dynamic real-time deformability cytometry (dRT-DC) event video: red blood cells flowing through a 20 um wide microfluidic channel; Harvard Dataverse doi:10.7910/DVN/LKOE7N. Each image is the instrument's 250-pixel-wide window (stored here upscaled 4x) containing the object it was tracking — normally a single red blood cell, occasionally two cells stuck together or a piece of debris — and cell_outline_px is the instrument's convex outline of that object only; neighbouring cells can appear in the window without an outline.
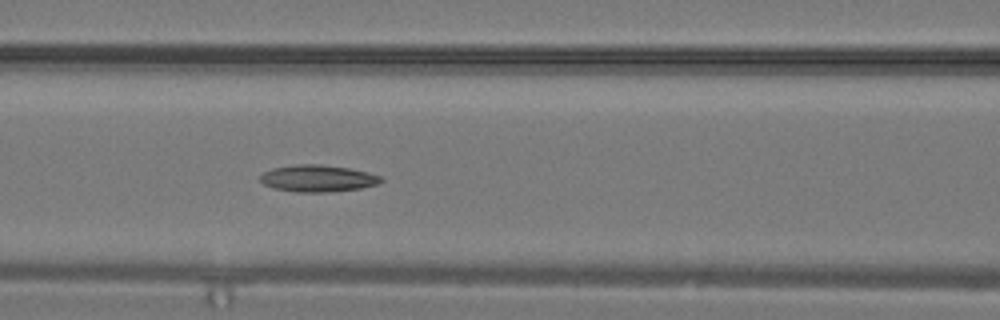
{"species": "common noctule bat (a hibernating species)", "species_latin": "Nyctalus noctula", "temperature_condition": "warm", "stored_images_in_passage": 14, "camera_frame_rate_fps": 3000, "um_per_image_px": 0.085, "animal": {"sex": "male", "body_mass_g": 19.2, "forearm_length_mm": 51.8}, "frame": {"image": 1, "passage_image": 14, "time_ms": 4.333, "image_size_px": [1000, 320], "cell_outline_px": [[384, 180], [376, 184], [360, 188], [328, 192], [296, 192], [276, 188], [264, 184], [260, 180], [260, 176], [264, 172], [272, 168], [296, 164], [320, 164], [348, 168], [384, 176]], "centroid_in_image_um": [27.02, 15.15], "position_along_channel_um": 139.6, "area_um2": 18.79}}